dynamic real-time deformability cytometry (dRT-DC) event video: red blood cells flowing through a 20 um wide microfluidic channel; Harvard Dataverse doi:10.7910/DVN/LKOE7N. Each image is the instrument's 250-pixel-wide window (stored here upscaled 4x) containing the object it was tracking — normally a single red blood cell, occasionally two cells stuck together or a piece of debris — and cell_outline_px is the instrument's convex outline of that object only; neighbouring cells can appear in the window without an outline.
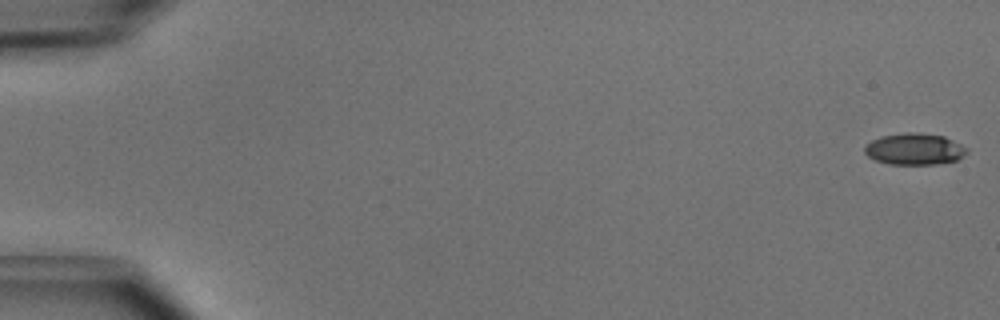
{"species": "common noctule bat (a hibernating species)", "species_latin": "Nyctalus noctula", "temperature_condition": "cold", "stored_images_in_passage": 15, "camera_frame_rate_fps": 3000, "um_per_image_px": 0.085, "animal": {"sex": "male", "body_mass_g": 15.6}, "frame": {"image": 1, "passage_image": 1, "time_ms": 0.0, "image_size_px": [1000, 320], "cell_outline_px": [[968, 152], [956, 160], [936, 164], [888, 164], [876, 160], [868, 156], [864, 152], [864, 144], [880, 136], [904, 132], [920, 132], [944, 136], [968, 148]], "centroid_in_image_um": [77.7, 12.65], "position_along_channel_um": 7.3, "area_um2": 18.9}}
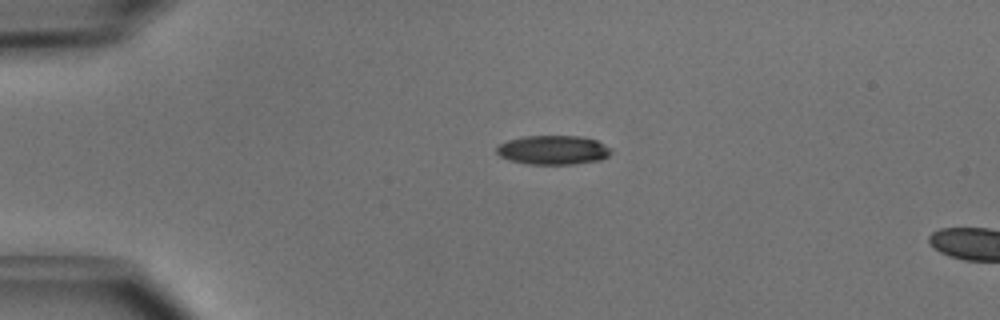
{"frame": {"image": 2, "passage_image": 12, "time_ms": 3.667, "image_size_px": [1000, 320], "cell_outline_px": [[612, 152], [608, 156], [600, 160], [572, 164], [528, 164], [508, 160], [500, 156], [496, 152], [496, 148], [500, 144], [508, 140], [524, 136], [580, 136], [596, 140], [612, 148]], "centroid_in_image_um": [47.02, 12.75], "position_along_channel_um": 38.0, "area_um2": 19.48}}